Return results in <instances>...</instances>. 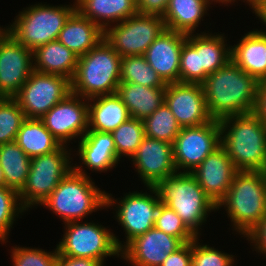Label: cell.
<instances>
[{
    "label": "cell",
    "mask_w": 266,
    "mask_h": 266,
    "mask_svg": "<svg viewBox=\"0 0 266 266\" xmlns=\"http://www.w3.org/2000/svg\"><path fill=\"white\" fill-rule=\"evenodd\" d=\"M23 9L4 30L18 43L34 51L58 39L66 21L76 10V1L73 5L64 6L38 3Z\"/></svg>",
    "instance_id": "cell-7"
},
{
    "label": "cell",
    "mask_w": 266,
    "mask_h": 266,
    "mask_svg": "<svg viewBox=\"0 0 266 266\" xmlns=\"http://www.w3.org/2000/svg\"><path fill=\"white\" fill-rule=\"evenodd\" d=\"M78 142L77 156L85 168L105 172L118 165L120 159L111 133L88 130Z\"/></svg>",
    "instance_id": "cell-21"
},
{
    "label": "cell",
    "mask_w": 266,
    "mask_h": 266,
    "mask_svg": "<svg viewBox=\"0 0 266 266\" xmlns=\"http://www.w3.org/2000/svg\"><path fill=\"white\" fill-rule=\"evenodd\" d=\"M3 30H4V28H2V27L0 26V33H1Z\"/></svg>",
    "instance_id": "cell-51"
},
{
    "label": "cell",
    "mask_w": 266,
    "mask_h": 266,
    "mask_svg": "<svg viewBox=\"0 0 266 266\" xmlns=\"http://www.w3.org/2000/svg\"><path fill=\"white\" fill-rule=\"evenodd\" d=\"M129 118L127 107L116 93L88 99V130L111 133Z\"/></svg>",
    "instance_id": "cell-24"
},
{
    "label": "cell",
    "mask_w": 266,
    "mask_h": 266,
    "mask_svg": "<svg viewBox=\"0 0 266 266\" xmlns=\"http://www.w3.org/2000/svg\"><path fill=\"white\" fill-rule=\"evenodd\" d=\"M121 58L103 38L94 48L79 57L71 80V93L86 99L116 93L121 83Z\"/></svg>",
    "instance_id": "cell-5"
},
{
    "label": "cell",
    "mask_w": 266,
    "mask_h": 266,
    "mask_svg": "<svg viewBox=\"0 0 266 266\" xmlns=\"http://www.w3.org/2000/svg\"><path fill=\"white\" fill-rule=\"evenodd\" d=\"M25 211L17 191L6 186L0 187V242H8L7 237L16 217Z\"/></svg>",
    "instance_id": "cell-36"
},
{
    "label": "cell",
    "mask_w": 266,
    "mask_h": 266,
    "mask_svg": "<svg viewBox=\"0 0 266 266\" xmlns=\"http://www.w3.org/2000/svg\"><path fill=\"white\" fill-rule=\"evenodd\" d=\"M220 146L219 120L213 119L199 126L181 127L180 133L172 143L177 172L191 173Z\"/></svg>",
    "instance_id": "cell-13"
},
{
    "label": "cell",
    "mask_w": 266,
    "mask_h": 266,
    "mask_svg": "<svg viewBox=\"0 0 266 266\" xmlns=\"http://www.w3.org/2000/svg\"><path fill=\"white\" fill-rule=\"evenodd\" d=\"M26 116L14 98L0 101V144L13 142Z\"/></svg>",
    "instance_id": "cell-35"
},
{
    "label": "cell",
    "mask_w": 266,
    "mask_h": 266,
    "mask_svg": "<svg viewBox=\"0 0 266 266\" xmlns=\"http://www.w3.org/2000/svg\"><path fill=\"white\" fill-rule=\"evenodd\" d=\"M4 98V96L0 93V101Z\"/></svg>",
    "instance_id": "cell-50"
},
{
    "label": "cell",
    "mask_w": 266,
    "mask_h": 266,
    "mask_svg": "<svg viewBox=\"0 0 266 266\" xmlns=\"http://www.w3.org/2000/svg\"><path fill=\"white\" fill-rule=\"evenodd\" d=\"M250 8L266 27V0H257ZM260 31L266 33V30L260 29Z\"/></svg>",
    "instance_id": "cell-46"
},
{
    "label": "cell",
    "mask_w": 266,
    "mask_h": 266,
    "mask_svg": "<svg viewBox=\"0 0 266 266\" xmlns=\"http://www.w3.org/2000/svg\"><path fill=\"white\" fill-rule=\"evenodd\" d=\"M220 122L221 146L238 171L266 172V126L254 113L230 115Z\"/></svg>",
    "instance_id": "cell-2"
},
{
    "label": "cell",
    "mask_w": 266,
    "mask_h": 266,
    "mask_svg": "<svg viewBox=\"0 0 266 266\" xmlns=\"http://www.w3.org/2000/svg\"><path fill=\"white\" fill-rule=\"evenodd\" d=\"M81 165L71 170L41 204L63 219L82 221L98 209H106V192L100 190ZM103 207V208H102Z\"/></svg>",
    "instance_id": "cell-3"
},
{
    "label": "cell",
    "mask_w": 266,
    "mask_h": 266,
    "mask_svg": "<svg viewBox=\"0 0 266 266\" xmlns=\"http://www.w3.org/2000/svg\"><path fill=\"white\" fill-rule=\"evenodd\" d=\"M234 257L207 244L202 245L198 237L192 241L191 266H233Z\"/></svg>",
    "instance_id": "cell-38"
},
{
    "label": "cell",
    "mask_w": 266,
    "mask_h": 266,
    "mask_svg": "<svg viewBox=\"0 0 266 266\" xmlns=\"http://www.w3.org/2000/svg\"><path fill=\"white\" fill-rule=\"evenodd\" d=\"M254 113L266 126V80L259 81L258 96Z\"/></svg>",
    "instance_id": "cell-45"
},
{
    "label": "cell",
    "mask_w": 266,
    "mask_h": 266,
    "mask_svg": "<svg viewBox=\"0 0 266 266\" xmlns=\"http://www.w3.org/2000/svg\"><path fill=\"white\" fill-rule=\"evenodd\" d=\"M71 93V80L33 70L28 80L13 97L26 118L40 119Z\"/></svg>",
    "instance_id": "cell-12"
},
{
    "label": "cell",
    "mask_w": 266,
    "mask_h": 266,
    "mask_svg": "<svg viewBox=\"0 0 266 266\" xmlns=\"http://www.w3.org/2000/svg\"><path fill=\"white\" fill-rule=\"evenodd\" d=\"M192 264V241L184 243L175 252L168 255L161 266H191Z\"/></svg>",
    "instance_id": "cell-41"
},
{
    "label": "cell",
    "mask_w": 266,
    "mask_h": 266,
    "mask_svg": "<svg viewBox=\"0 0 266 266\" xmlns=\"http://www.w3.org/2000/svg\"><path fill=\"white\" fill-rule=\"evenodd\" d=\"M129 160L133 162L145 187L155 186L177 172L172 144L147 136Z\"/></svg>",
    "instance_id": "cell-17"
},
{
    "label": "cell",
    "mask_w": 266,
    "mask_h": 266,
    "mask_svg": "<svg viewBox=\"0 0 266 266\" xmlns=\"http://www.w3.org/2000/svg\"><path fill=\"white\" fill-rule=\"evenodd\" d=\"M154 227L179 238L183 243L191 242L197 237L173 209L162 203H160Z\"/></svg>",
    "instance_id": "cell-37"
},
{
    "label": "cell",
    "mask_w": 266,
    "mask_h": 266,
    "mask_svg": "<svg viewBox=\"0 0 266 266\" xmlns=\"http://www.w3.org/2000/svg\"><path fill=\"white\" fill-rule=\"evenodd\" d=\"M11 248L13 266H55L58 258L57 247L55 251L46 252L39 248H25L17 245Z\"/></svg>",
    "instance_id": "cell-39"
},
{
    "label": "cell",
    "mask_w": 266,
    "mask_h": 266,
    "mask_svg": "<svg viewBox=\"0 0 266 266\" xmlns=\"http://www.w3.org/2000/svg\"><path fill=\"white\" fill-rule=\"evenodd\" d=\"M0 166L6 187L19 193L27 181L31 158L15 141L0 144Z\"/></svg>",
    "instance_id": "cell-31"
},
{
    "label": "cell",
    "mask_w": 266,
    "mask_h": 266,
    "mask_svg": "<svg viewBox=\"0 0 266 266\" xmlns=\"http://www.w3.org/2000/svg\"><path fill=\"white\" fill-rule=\"evenodd\" d=\"M67 148L69 147L61 145L54 152L31 158L27 181L19 192L20 203L25 210L41 205L73 170L71 150Z\"/></svg>",
    "instance_id": "cell-9"
},
{
    "label": "cell",
    "mask_w": 266,
    "mask_h": 266,
    "mask_svg": "<svg viewBox=\"0 0 266 266\" xmlns=\"http://www.w3.org/2000/svg\"><path fill=\"white\" fill-rule=\"evenodd\" d=\"M169 0H137L138 14L157 15L163 17Z\"/></svg>",
    "instance_id": "cell-43"
},
{
    "label": "cell",
    "mask_w": 266,
    "mask_h": 266,
    "mask_svg": "<svg viewBox=\"0 0 266 266\" xmlns=\"http://www.w3.org/2000/svg\"><path fill=\"white\" fill-rule=\"evenodd\" d=\"M165 28L161 16L136 14L109 26L104 38L121 57L144 55Z\"/></svg>",
    "instance_id": "cell-11"
},
{
    "label": "cell",
    "mask_w": 266,
    "mask_h": 266,
    "mask_svg": "<svg viewBox=\"0 0 266 266\" xmlns=\"http://www.w3.org/2000/svg\"><path fill=\"white\" fill-rule=\"evenodd\" d=\"M232 61L258 81L266 80V33L258 29L244 34L231 45Z\"/></svg>",
    "instance_id": "cell-22"
},
{
    "label": "cell",
    "mask_w": 266,
    "mask_h": 266,
    "mask_svg": "<svg viewBox=\"0 0 266 266\" xmlns=\"http://www.w3.org/2000/svg\"><path fill=\"white\" fill-rule=\"evenodd\" d=\"M187 35L165 28L144 56L165 84L179 82L180 54Z\"/></svg>",
    "instance_id": "cell-20"
},
{
    "label": "cell",
    "mask_w": 266,
    "mask_h": 266,
    "mask_svg": "<svg viewBox=\"0 0 266 266\" xmlns=\"http://www.w3.org/2000/svg\"><path fill=\"white\" fill-rule=\"evenodd\" d=\"M210 5L205 0H169L163 16L167 29L194 34Z\"/></svg>",
    "instance_id": "cell-29"
},
{
    "label": "cell",
    "mask_w": 266,
    "mask_h": 266,
    "mask_svg": "<svg viewBox=\"0 0 266 266\" xmlns=\"http://www.w3.org/2000/svg\"><path fill=\"white\" fill-rule=\"evenodd\" d=\"M142 121L145 136L171 144L181 130V126L165 102Z\"/></svg>",
    "instance_id": "cell-33"
},
{
    "label": "cell",
    "mask_w": 266,
    "mask_h": 266,
    "mask_svg": "<svg viewBox=\"0 0 266 266\" xmlns=\"http://www.w3.org/2000/svg\"><path fill=\"white\" fill-rule=\"evenodd\" d=\"M165 103L181 127L199 126L213 120L200 83L166 84Z\"/></svg>",
    "instance_id": "cell-16"
},
{
    "label": "cell",
    "mask_w": 266,
    "mask_h": 266,
    "mask_svg": "<svg viewBox=\"0 0 266 266\" xmlns=\"http://www.w3.org/2000/svg\"><path fill=\"white\" fill-rule=\"evenodd\" d=\"M120 80L146 87H166L157 72L147 63L144 55L121 58Z\"/></svg>",
    "instance_id": "cell-32"
},
{
    "label": "cell",
    "mask_w": 266,
    "mask_h": 266,
    "mask_svg": "<svg viewBox=\"0 0 266 266\" xmlns=\"http://www.w3.org/2000/svg\"><path fill=\"white\" fill-rule=\"evenodd\" d=\"M248 3L249 6L253 5L257 0H243V2Z\"/></svg>",
    "instance_id": "cell-49"
},
{
    "label": "cell",
    "mask_w": 266,
    "mask_h": 266,
    "mask_svg": "<svg viewBox=\"0 0 266 266\" xmlns=\"http://www.w3.org/2000/svg\"><path fill=\"white\" fill-rule=\"evenodd\" d=\"M183 244L179 238L153 227L131 240L120 251V257L132 264L131 266H161L168 255Z\"/></svg>",
    "instance_id": "cell-18"
},
{
    "label": "cell",
    "mask_w": 266,
    "mask_h": 266,
    "mask_svg": "<svg viewBox=\"0 0 266 266\" xmlns=\"http://www.w3.org/2000/svg\"><path fill=\"white\" fill-rule=\"evenodd\" d=\"M15 142L30 158L49 154L61 146L45 127L42 120L37 118H26L24 120Z\"/></svg>",
    "instance_id": "cell-30"
},
{
    "label": "cell",
    "mask_w": 266,
    "mask_h": 266,
    "mask_svg": "<svg viewBox=\"0 0 266 266\" xmlns=\"http://www.w3.org/2000/svg\"><path fill=\"white\" fill-rule=\"evenodd\" d=\"M156 189L162 204L173 209L185 225L198 237L200 227L206 224L207 215L217 210L199 185L196 177L189 172H176L159 181Z\"/></svg>",
    "instance_id": "cell-6"
},
{
    "label": "cell",
    "mask_w": 266,
    "mask_h": 266,
    "mask_svg": "<svg viewBox=\"0 0 266 266\" xmlns=\"http://www.w3.org/2000/svg\"><path fill=\"white\" fill-rule=\"evenodd\" d=\"M33 70V50L18 43L3 30L0 33V93L13 98Z\"/></svg>",
    "instance_id": "cell-15"
},
{
    "label": "cell",
    "mask_w": 266,
    "mask_h": 266,
    "mask_svg": "<svg viewBox=\"0 0 266 266\" xmlns=\"http://www.w3.org/2000/svg\"><path fill=\"white\" fill-rule=\"evenodd\" d=\"M76 9L103 31L138 14L137 0H75ZM103 20V21H102Z\"/></svg>",
    "instance_id": "cell-25"
},
{
    "label": "cell",
    "mask_w": 266,
    "mask_h": 266,
    "mask_svg": "<svg viewBox=\"0 0 266 266\" xmlns=\"http://www.w3.org/2000/svg\"><path fill=\"white\" fill-rule=\"evenodd\" d=\"M55 266H104L100 261L91 258L61 256L58 253Z\"/></svg>",
    "instance_id": "cell-44"
},
{
    "label": "cell",
    "mask_w": 266,
    "mask_h": 266,
    "mask_svg": "<svg viewBox=\"0 0 266 266\" xmlns=\"http://www.w3.org/2000/svg\"><path fill=\"white\" fill-rule=\"evenodd\" d=\"M103 38V29L76 9L66 21L57 40L80 57L94 48Z\"/></svg>",
    "instance_id": "cell-23"
},
{
    "label": "cell",
    "mask_w": 266,
    "mask_h": 266,
    "mask_svg": "<svg viewBox=\"0 0 266 266\" xmlns=\"http://www.w3.org/2000/svg\"><path fill=\"white\" fill-rule=\"evenodd\" d=\"M116 94L121 98L131 118L144 120L165 102V87H146L121 82Z\"/></svg>",
    "instance_id": "cell-28"
},
{
    "label": "cell",
    "mask_w": 266,
    "mask_h": 266,
    "mask_svg": "<svg viewBox=\"0 0 266 266\" xmlns=\"http://www.w3.org/2000/svg\"><path fill=\"white\" fill-rule=\"evenodd\" d=\"M34 70L72 80L79 56L58 40L46 43L33 51Z\"/></svg>",
    "instance_id": "cell-26"
},
{
    "label": "cell",
    "mask_w": 266,
    "mask_h": 266,
    "mask_svg": "<svg viewBox=\"0 0 266 266\" xmlns=\"http://www.w3.org/2000/svg\"><path fill=\"white\" fill-rule=\"evenodd\" d=\"M116 147L117 157L131 158L145 137L142 120L129 118L111 132Z\"/></svg>",
    "instance_id": "cell-34"
},
{
    "label": "cell",
    "mask_w": 266,
    "mask_h": 266,
    "mask_svg": "<svg viewBox=\"0 0 266 266\" xmlns=\"http://www.w3.org/2000/svg\"><path fill=\"white\" fill-rule=\"evenodd\" d=\"M2 186H6V184H5V179L3 176V170H2V167L0 166V187Z\"/></svg>",
    "instance_id": "cell-48"
},
{
    "label": "cell",
    "mask_w": 266,
    "mask_h": 266,
    "mask_svg": "<svg viewBox=\"0 0 266 266\" xmlns=\"http://www.w3.org/2000/svg\"><path fill=\"white\" fill-rule=\"evenodd\" d=\"M237 172L226 150L220 146L191 173L196 177L205 194L218 205L226 196Z\"/></svg>",
    "instance_id": "cell-19"
},
{
    "label": "cell",
    "mask_w": 266,
    "mask_h": 266,
    "mask_svg": "<svg viewBox=\"0 0 266 266\" xmlns=\"http://www.w3.org/2000/svg\"><path fill=\"white\" fill-rule=\"evenodd\" d=\"M147 190H150V193L142 191L126 193L119 202L112 197V194L106 193V208L117 206L114 208L115 218L121 224V228L123 227L126 237L123 248L135 237L154 227L161 202L154 186H147Z\"/></svg>",
    "instance_id": "cell-10"
},
{
    "label": "cell",
    "mask_w": 266,
    "mask_h": 266,
    "mask_svg": "<svg viewBox=\"0 0 266 266\" xmlns=\"http://www.w3.org/2000/svg\"><path fill=\"white\" fill-rule=\"evenodd\" d=\"M179 82L202 83L200 52L187 40L183 43L180 54Z\"/></svg>",
    "instance_id": "cell-40"
},
{
    "label": "cell",
    "mask_w": 266,
    "mask_h": 266,
    "mask_svg": "<svg viewBox=\"0 0 266 266\" xmlns=\"http://www.w3.org/2000/svg\"><path fill=\"white\" fill-rule=\"evenodd\" d=\"M210 6H211V4H212V2H218V3H222V5L224 4H231V3H234L236 0H205Z\"/></svg>",
    "instance_id": "cell-47"
},
{
    "label": "cell",
    "mask_w": 266,
    "mask_h": 266,
    "mask_svg": "<svg viewBox=\"0 0 266 266\" xmlns=\"http://www.w3.org/2000/svg\"><path fill=\"white\" fill-rule=\"evenodd\" d=\"M215 34L203 31L187 35V41L200 52L202 82L208 75L226 66L232 60L231 46L225 43L227 40L224 33Z\"/></svg>",
    "instance_id": "cell-27"
},
{
    "label": "cell",
    "mask_w": 266,
    "mask_h": 266,
    "mask_svg": "<svg viewBox=\"0 0 266 266\" xmlns=\"http://www.w3.org/2000/svg\"><path fill=\"white\" fill-rule=\"evenodd\" d=\"M201 84L213 119L254 112L259 81L232 60L208 75Z\"/></svg>",
    "instance_id": "cell-1"
},
{
    "label": "cell",
    "mask_w": 266,
    "mask_h": 266,
    "mask_svg": "<svg viewBox=\"0 0 266 266\" xmlns=\"http://www.w3.org/2000/svg\"><path fill=\"white\" fill-rule=\"evenodd\" d=\"M251 242L253 249L257 253L264 254L266 257V215L258 224L245 236Z\"/></svg>",
    "instance_id": "cell-42"
},
{
    "label": "cell",
    "mask_w": 266,
    "mask_h": 266,
    "mask_svg": "<svg viewBox=\"0 0 266 266\" xmlns=\"http://www.w3.org/2000/svg\"><path fill=\"white\" fill-rule=\"evenodd\" d=\"M40 119L54 138L67 146L88 131V99L70 93Z\"/></svg>",
    "instance_id": "cell-14"
},
{
    "label": "cell",
    "mask_w": 266,
    "mask_h": 266,
    "mask_svg": "<svg viewBox=\"0 0 266 266\" xmlns=\"http://www.w3.org/2000/svg\"><path fill=\"white\" fill-rule=\"evenodd\" d=\"M221 207L227 211L233 230L245 237L266 215V172L238 171L217 211Z\"/></svg>",
    "instance_id": "cell-4"
},
{
    "label": "cell",
    "mask_w": 266,
    "mask_h": 266,
    "mask_svg": "<svg viewBox=\"0 0 266 266\" xmlns=\"http://www.w3.org/2000/svg\"><path fill=\"white\" fill-rule=\"evenodd\" d=\"M64 230L63 238L56 245L61 256L91 258L103 265L108 256L120 257L122 241L102 224L72 221L65 223Z\"/></svg>",
    "instance_id": "cell-8"
}]
</instances>
